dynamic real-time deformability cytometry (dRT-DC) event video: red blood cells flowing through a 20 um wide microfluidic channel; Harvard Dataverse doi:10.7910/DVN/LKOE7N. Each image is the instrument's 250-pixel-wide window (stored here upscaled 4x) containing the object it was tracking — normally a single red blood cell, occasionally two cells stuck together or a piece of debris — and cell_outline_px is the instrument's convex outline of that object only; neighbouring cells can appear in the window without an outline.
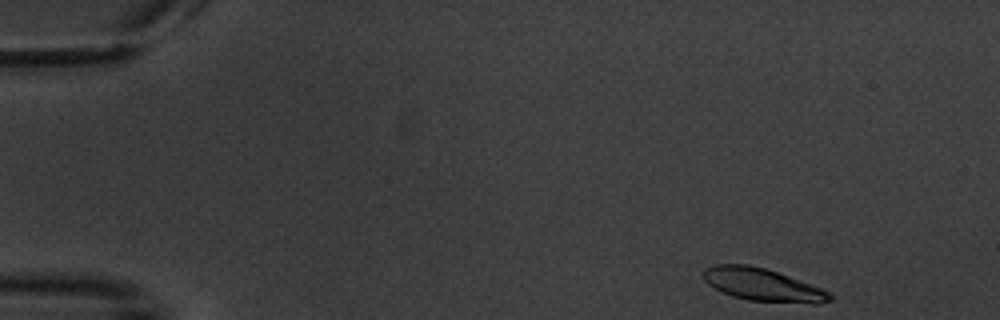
{"species": "common noctule bat (a hibernating species)", "species_latin": "Nyctalus noctula", "temperature_condition": "warm", "stored_images_in_passage": 4, "camera_frame_rate_fps": 3000, "um_per_image_px": 0.085, "animal": {"sex": "male", "body_mass_g": 20.1, "forearm_length_mm": 53.5}, "frame": {"image": 1, "passage_image": 1, "time_ms": 0.0, "image_size_px": [1000, 320], "cell_outline_px": [[832, 300], [820, 304], [812, 304], [748, 300], [732, 296], [708, 284], [704, 280], [704, 268], [716, 264], [748, 264], [764, 268], [788, 276], [832, 292]], "centroid_in_image_um": [64.86, 24.21], "position_along_channel_um": 20.1, "area_um2": 23.99}}